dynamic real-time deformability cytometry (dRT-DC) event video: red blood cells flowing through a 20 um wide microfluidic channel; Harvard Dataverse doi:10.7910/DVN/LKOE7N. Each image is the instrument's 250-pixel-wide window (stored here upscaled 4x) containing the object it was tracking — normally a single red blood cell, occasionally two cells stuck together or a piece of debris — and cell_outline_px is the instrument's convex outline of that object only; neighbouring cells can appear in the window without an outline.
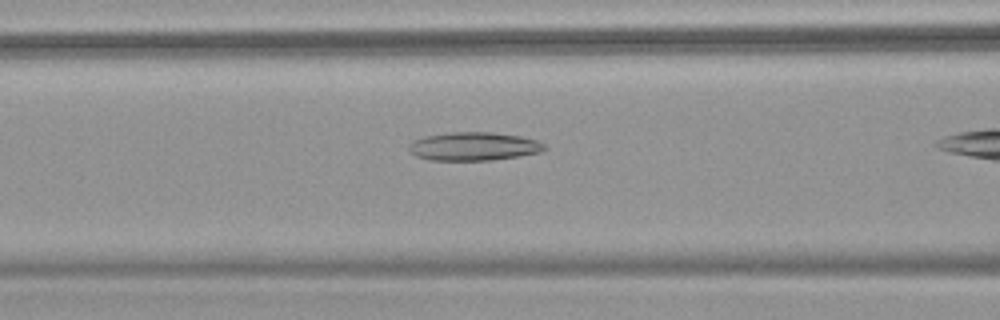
{"species": "common noctule bat (a hibernating species)", "species_latin": "Nyctalus noctula", "temperature_condition": "warm", "stored_images_in_passage": 38, "camera_frame_rate_fps": 3000, "um_per_image_px": 0.085, "animal": {"sex": "female", "body_mass_g": 18.4}, "frame": {"image": 1, "passage_image": 17, "time_ms": 5.333, "image_size_px": [1000, 320], "cell_outline_px": [[548, 148], [540, 152], [516, 156], [488, 160], [428, 160], [416, 156], [408, 148], [408, 144], [412, 140], [424, 136], [452, 132], [492, 132], [520, 136], [536, 140], [544, 144]], "centroid_in_image_um": [40.23, 12.43], "position_along_channel_um": 126.4, "area_um2": 22.37}}